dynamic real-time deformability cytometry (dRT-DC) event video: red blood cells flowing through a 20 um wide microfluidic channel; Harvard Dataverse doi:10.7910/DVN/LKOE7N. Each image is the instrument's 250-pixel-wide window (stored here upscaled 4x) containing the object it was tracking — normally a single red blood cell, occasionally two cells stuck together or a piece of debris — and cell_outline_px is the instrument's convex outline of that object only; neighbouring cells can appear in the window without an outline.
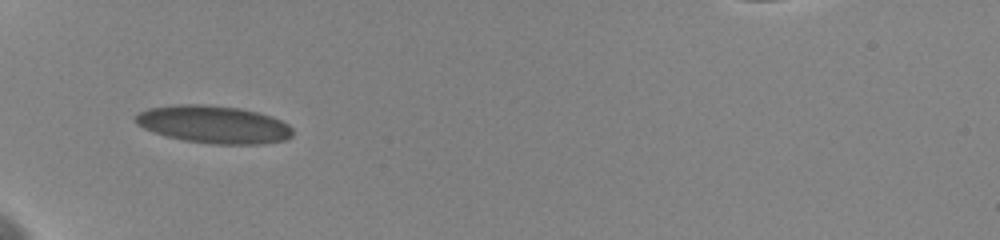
{"species": "human", "species_latin": "Homo sapiens", "temperature_condition": "cold", "stored_images_in_passage": 39, "camera_frame_rate_fps": 3000, "um_per_image_px": 0.085, "donor": {"sex": "female"}, "frame": {"image": 1, "passage_image": 1, "time_ms": 0.0, "image_size_px": [1000, 240], "cell_outline_px": [[292, 136], [284, 140], [264, 144], [212, 144], [184, 140], [168, 136], [144, 128], [136, 124], [132, 120], [132, 116], [136, 112], [148, 108], [180, 104], [200, 104], [240, 108], [272, 116], [288, 124], [292, 128]], "centroid_in_image_um": [18.13, 10.57], "position_along_channel_um": 66.9, "area_um2": 34.56}}
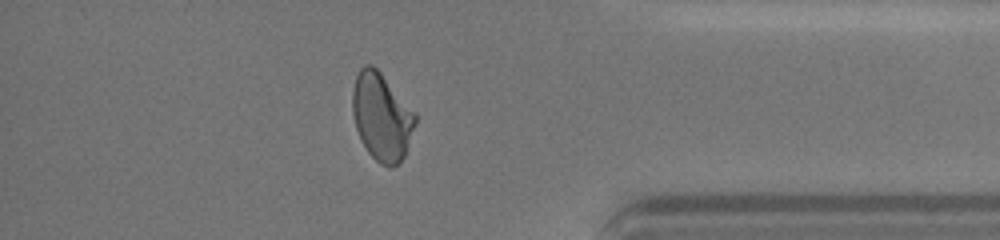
{"frame": {"image": 2, "passage_image": 35, "time_ms": 10.0, "image_size_px": [1000, 240], "cell_outline_px": [[416, 124], [404, 156], [392, 168], [388, 168], [380, 164], [368, 152], [360, 140], [356, 128], [352, 112], [352, 92], [356, 76], [360, 68], [364, 64], [372, 64], [380, 72], [416, 112]], "centroid_in_image_um": [32.43, 9.93], "position_along_channel_um": 402.8, "area_um2": 32.14}, "authors_computed_cell_mechanics": {"area_um2": 32.5414, "velocity_mm_per_s": 3.5824, "shape_relaxation_time_tau1_ms": null, "shape_relaxation_time_tau2_ms": 1.2654, "deformation_change_tau1": null, "deformation_change_tau2": 0.058}}